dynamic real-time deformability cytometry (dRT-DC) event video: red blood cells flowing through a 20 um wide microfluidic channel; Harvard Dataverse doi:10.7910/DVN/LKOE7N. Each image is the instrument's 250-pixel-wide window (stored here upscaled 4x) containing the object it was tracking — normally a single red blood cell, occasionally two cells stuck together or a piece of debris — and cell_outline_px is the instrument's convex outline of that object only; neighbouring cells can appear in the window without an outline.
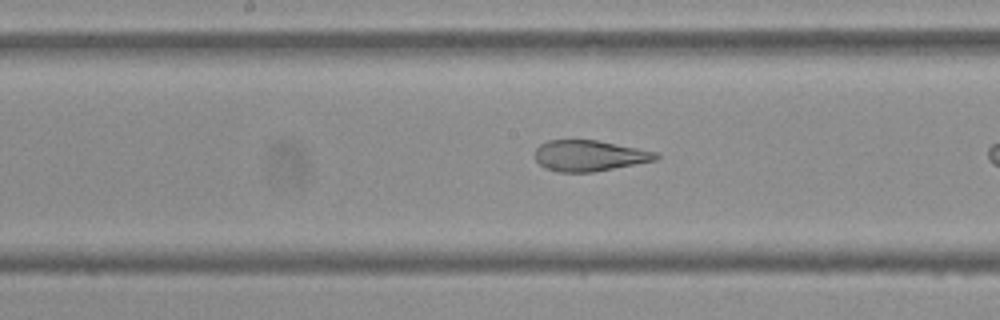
{"species": "Egyptian fruit bat (a non-hibernating species)", "species_latin": "Rousettus aegyptiacus", "temperature_condition": "cold", "stored_images_in_passage": 21, "camera_frame_rate_fps": 3000, "um_per_image_px": 0.085, "frame": {"image": 1, "passage_image": 12, "time_ms": 3.667, "image_size_px": [1000, 320], "cell_outline_px": [[660, 156], [656, 160], [636, 164], [592, 172], [556, 172], [544, 168], [536, 160], [536, 148], [540, 144], [548, 140], [596, 140], [660, 152]], "centroid_in_image_um": [50.11, 13.23], "position_along_channel_um": 198.1, "area_um2": 21.85}}
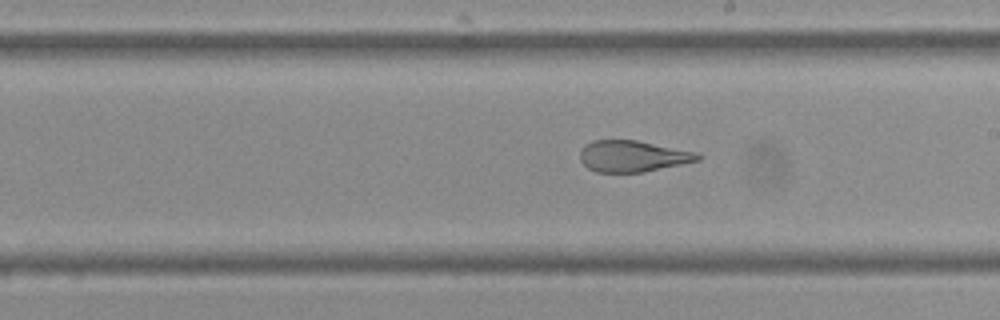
{"frame": {"image": 2, "passage_image": 15, "time_ms": 4.667, "image_size_px": [1000, 320], "cell_outline_px": [[704, 156], [700, 160], [644, 172], [596, 172], [588, 168], [580, 160], [580, 152], [584, 144], [592, 140], [636, 140], [700, 152]], "centroid_in_image_um": [53.82, 13.27], "position_along_channel_um": 235.2, "area_um2": 21.73}}